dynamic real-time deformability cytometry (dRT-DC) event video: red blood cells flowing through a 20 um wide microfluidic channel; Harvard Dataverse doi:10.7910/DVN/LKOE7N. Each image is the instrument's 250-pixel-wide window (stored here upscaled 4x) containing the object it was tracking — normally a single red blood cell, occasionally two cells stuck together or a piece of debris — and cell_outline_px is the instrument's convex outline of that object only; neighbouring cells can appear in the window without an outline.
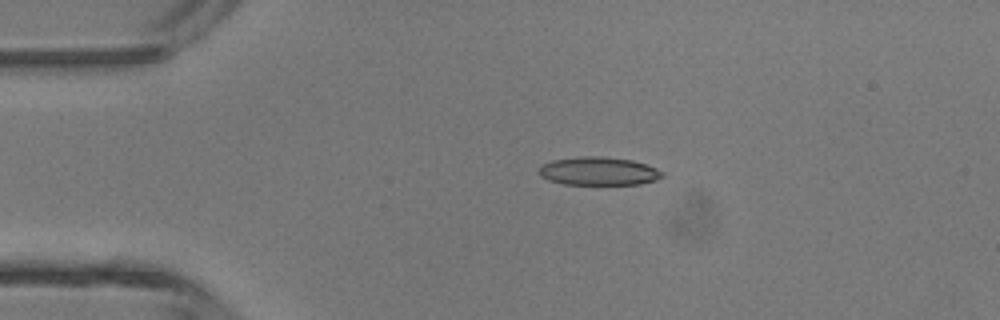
{"species": "common noctule bat (a hibernating species)", "species_latin": "Nyctalus noctula", "temperature_condition": "room temperature", "stored_images_in_passage": 4, "camera_frame_rate_fps": 3000, "um_per_image_px": 0.085, "animal": {"sex": "male", "body_mass_g": 13.3}, "frame": {"image": 1, "passage_image": 3, "time_ms": 0.667, "image_size_px": [1000, 320], "cell_outline_px": [[664, 176], [656, 180], [640, 184], [564, 184], [548, 180], [540, 176], [540, 164], [552, 160], [580, 156], [600, 156], [632, 160], [656, 168], [664, 172]], "centroid_in_image_um": [50.87, 14.54], "position_along_channel_um": 34.1, "area_um2": 20.35}}